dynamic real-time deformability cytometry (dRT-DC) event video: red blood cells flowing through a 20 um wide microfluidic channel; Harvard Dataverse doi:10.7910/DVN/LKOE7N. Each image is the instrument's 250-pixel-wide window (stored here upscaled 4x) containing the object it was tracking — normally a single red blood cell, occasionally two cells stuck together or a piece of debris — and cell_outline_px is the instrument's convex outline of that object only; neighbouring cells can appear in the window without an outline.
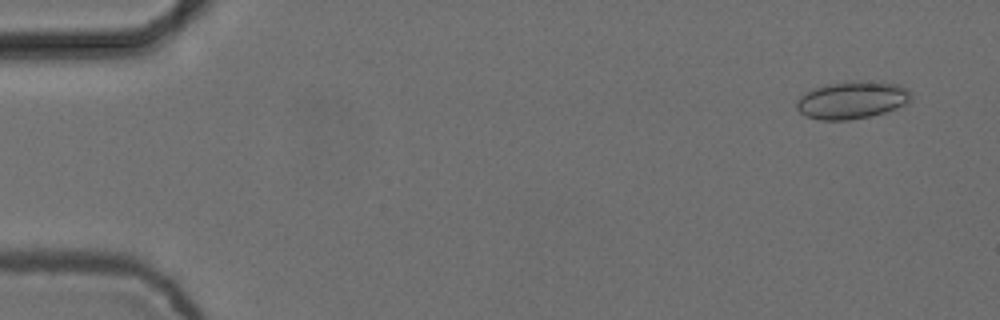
{"species": "common noctule bat (a hibernating species)", "species_latin": "Nyctalus noctula", "temperature_condition": "cold", "stored_images_in_passage": 4, "camera_frame_rate_fps": 3000, "um_per_image_px": 0.085, "animal": {"sex": "female", "body_mass_g": 24.6, "forearm_length_mm": 56.2}, "frame": {"image": 1, "passage_image": 1, "time_ms": 0.0, "image_size_px": [1000, 320], "cell_outline_px": [[912, 100], [896, 108], [872, 116], [848, 120], [820, 120], [804, 116], [796, 108], [796, 100], [800, 96], [816, 88], [828, 84], [848, 80], [864, 80], [900, 84], [908, 88], [912, 96]], "centroid_in_image_um": [72.44, 8.49], "position_along_channel_um": 12.6, "area_um2": 25.32}}